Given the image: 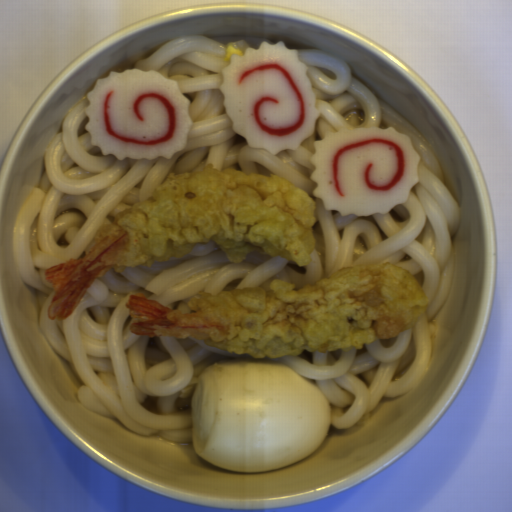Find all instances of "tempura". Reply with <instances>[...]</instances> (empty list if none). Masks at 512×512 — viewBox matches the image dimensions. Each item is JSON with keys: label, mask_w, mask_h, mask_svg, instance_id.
<instances>
[{"label": "tempura", "mask_w": 512, "mask_h": 512, "mask_svg": "<svg viewBox=\"0 0 512 512\" xmlns=\"http://www.w3.org/2000/svg\"><path fill=\"white\" fill-rule=\"evenodd\" d=\"M152 199L135 201L100 224L85 254L43 272L53 295L46 317H71L104 275L188 257L213 241L233 263L249 253L282 257L304 267L316 250L314 198L293 182L203 161L190 172L168 173Z\"/></svg>", "instance_id": "obj_1"}, {"label": "tempura", "mask_w": 512, "mask_h": 512, "mask_svg": "<svg viewBox=\"0 0 512 512\" xmlns=\"http://www.w3.org/2000/svg\"><path fill=\"white\" fill-rule=\"evenodd\" d=\"M273 279L261 287L198 290L186 306L170 309L145 294L131 293L125 306L129 329L150 338L194 337L214 348L251 359L363 349L397 337L429 310L430 299L409 270L390 262L342 268L313 285Z\"/></svg>", "instance_id": "obj_2"}]
</instances>
